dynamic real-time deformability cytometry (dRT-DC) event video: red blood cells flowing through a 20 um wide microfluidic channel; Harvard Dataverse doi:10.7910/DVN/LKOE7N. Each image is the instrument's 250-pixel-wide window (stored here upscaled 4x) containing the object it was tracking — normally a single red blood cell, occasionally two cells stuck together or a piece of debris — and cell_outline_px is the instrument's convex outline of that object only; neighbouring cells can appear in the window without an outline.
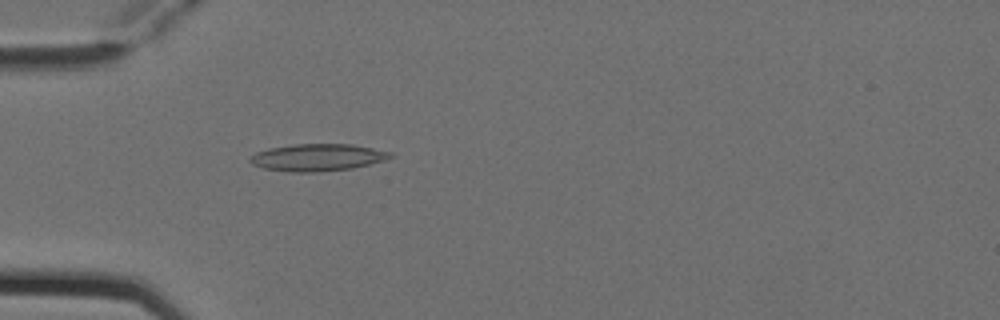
{"species": "Egyptian fruit bat (a non-hibernating species)", "species_latin": "Rousettus aegyptiacus", "temperature_condition": "cold", "stored_images_in_passage": 4, "camera_frame_rate_fps": 3000, "um_per_image_px": 0.085, "animal": {"sex": "female"}, "frame": {"image": 1, "passage_image": 4, "time_ms": 1.0, "image_size_px": [1000, 320], "cell_outline_px": [[392, 156], [384, 160], [352, 168], [320, 172], [288, 172], [264, 168], [252, 164], [248, 160], [256, 152], [268, 148], [292, 144], [352, 144], [392, 152]], "centroid_in_image_um": [26.95, 13.38], "position_along_channel_um": 58.0, "area_um2": 22.14}}